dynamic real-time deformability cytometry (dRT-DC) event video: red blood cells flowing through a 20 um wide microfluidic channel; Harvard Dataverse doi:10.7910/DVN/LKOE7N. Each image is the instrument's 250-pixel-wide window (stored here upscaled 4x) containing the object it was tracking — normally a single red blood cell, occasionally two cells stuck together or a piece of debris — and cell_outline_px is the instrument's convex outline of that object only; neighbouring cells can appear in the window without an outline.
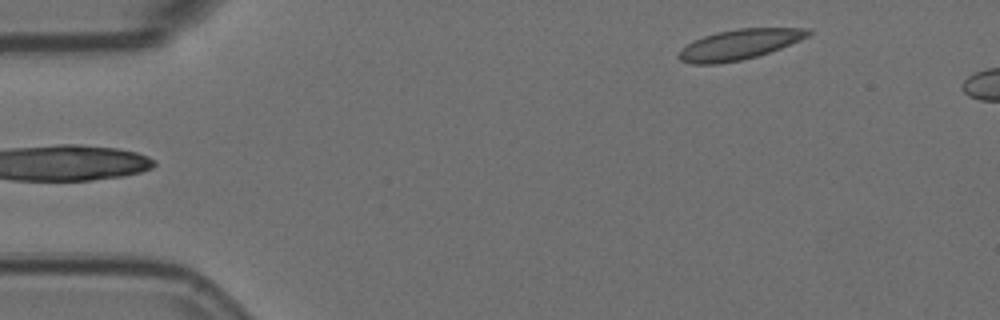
{"species": "Egyptian fruit bat (a non-hibernating species)", "species_latin": "Rousettus aegyptiacus", "temperature_condition": "room temperature", "stored_images_in_passage": 5, "segment_of_instrument_passage": [2, 2], "camera_frame_rate_fps": 3000, "um_per_image_px": 0.085, "animal": {"sex": "female"}, "frame": {"image": 1, "passage_image": 5, "time_ms": 1.333, "image_size_px": [1000, 320], "cell_outline_px": [[812, 32], [808, 36], [800, 40], [780, 48], [756, 56], [740, 60], [716, 64], [692, 64], [680, 60], [676, 56], [680, 48], [704, 36], [716, 32], [740, 28], [808, 28]], "centroid_in_image_um": [62.81, 3.78], "position_along_channel_um": 22.2, "area_um2": 22.6}}